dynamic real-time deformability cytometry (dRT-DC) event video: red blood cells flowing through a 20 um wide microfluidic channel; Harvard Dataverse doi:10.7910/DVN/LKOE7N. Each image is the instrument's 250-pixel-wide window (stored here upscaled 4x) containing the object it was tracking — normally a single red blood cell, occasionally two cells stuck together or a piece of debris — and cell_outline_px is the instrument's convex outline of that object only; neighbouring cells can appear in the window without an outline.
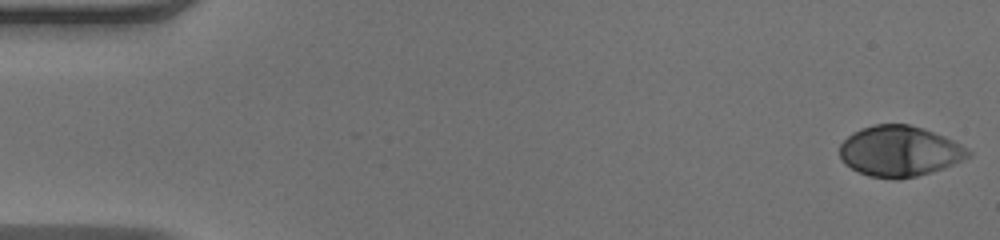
{"species": "human", "species_latin": "Homo sapiens", "temperature_condition": "warm", "stored_images_in_passage": 50, "camera_frame_rate_fps": 3000, "um_per_image_px": 0.085, "donor": {"sex": "male"}, "frame": {"image": 1, "passage_image": 1, "time_ms": 0.0, "image_size_px": [1000, 240], "cell_outline_px": [[972, 156], [944, 168], [932, 172], [916, 176], [896, 180], [868, 176], [844, 164], [840, 156], [840, 144], [852, 132], [860, 128], [872, 124], [908, 124], [924, 128], [944, 136], [960, 144], [972, 152]], "centroid_in_image_um": [76.46, 12.85], "position_along_channel_um": 8.5, "area_um2": 38.15}}
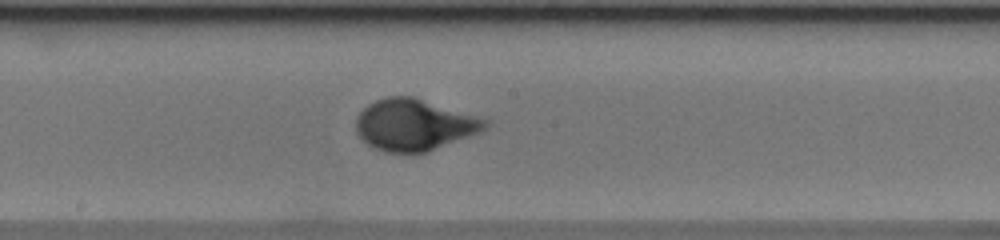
{"frame": {"image": 2, "passage_image": 27, "time_ms": 8.667, "image_size_px": [1000, 240], "cell_outline_px": [[488, 128], [480, 132], [428, 152], [384, 152], [368, 144], [356, 132], [356, 116], [368, 104], [376, 100], [388, 96], [412, 96], [488, 120]], "centroid_in_image_um": [35.2, 10.61], "position_along_channel_um": 213.0, "area_um2": 38.38}}
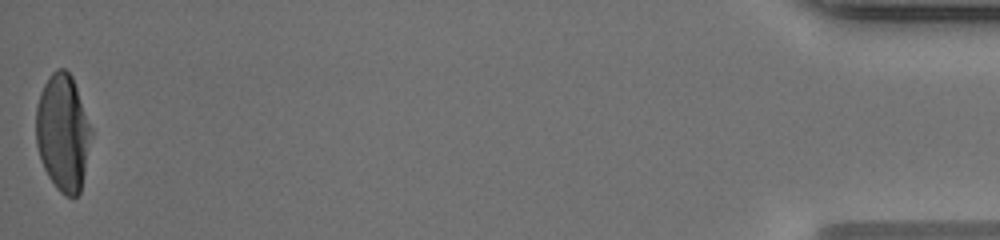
{"frame": {"image": 3, "passage_image": 50, "time_ms": 16.333, "image_size_px": [1000, 240], "cell_outline_px": [[92, 132], [80, 192], [76, 196], [64, 196], [56, 188], [48, 176], [40, 160], [36, 144], [36, 108], [40, 92], [48, 76], [56, 68], [64, 68], [72, 76], [92, 128]], "centroid_in_image_um": [5.33, 11.26], "position_along_channel_um": 429.9, "area_um2": 37.63}, "authors_computed_cell_mechanics": {"area_um2": 37.6567, "velocity_mm_per_s": 4.0784, "shape_relaxation_time_tau1_ms": 4.1875, "shape_relaxation_time_tau2_ms": null, "deformation_change_tau1": 0.2451, "deformation_change_tau2": null}}